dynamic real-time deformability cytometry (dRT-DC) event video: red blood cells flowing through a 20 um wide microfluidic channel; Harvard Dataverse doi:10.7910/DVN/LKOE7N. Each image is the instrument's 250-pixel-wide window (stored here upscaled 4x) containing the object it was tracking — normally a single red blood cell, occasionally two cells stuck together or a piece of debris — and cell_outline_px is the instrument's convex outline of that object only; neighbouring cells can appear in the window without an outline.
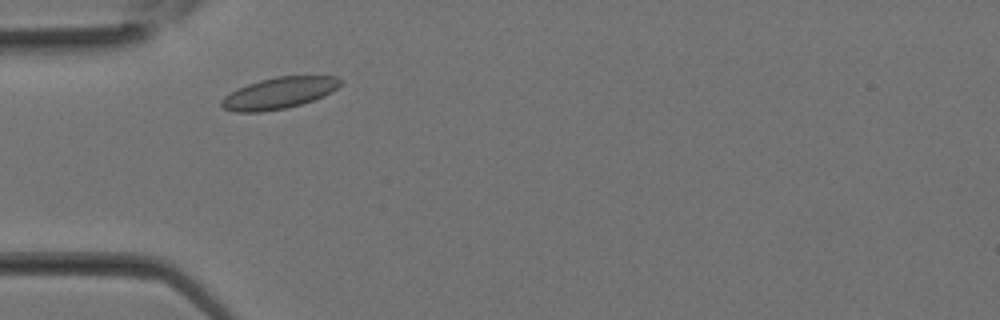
{"species": "Egyptian fruit bat (a non-hibernating species)", "species_latin": "Rousettus aegyptiacus", "temperature_condition": "room temperature", "stored_images_in_passage": 10, "camera_frame_rate_fps": 3000, "um_per_image_px": 0.085, "animal": {"sex": "female"}, "frame": {"image": 1, "passage_image": 3, "time_ms": 0.667, "image_size_px": [1000, 320], "cell_outline_px": [[340, 84], [332, 92], [324, 96], [300, 104], [284, 108], [260, 112], [236, 112], [224, 108], [220, 104], [220, 100], [224, 96], [248, 84], [260, 80], [276, 76], [336, 76], [340, 80]], "centroid_in_image_um": [23.7, 7.91], "position_along_channel_um": 61.3, "area_um2": 21.44}}
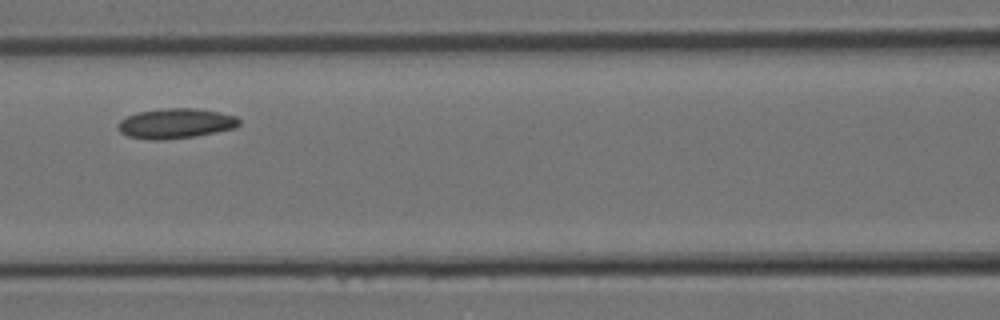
{"frame": {"image": 2, "passage_image": 7, "time_ms": 2.0, "image_size_px": [1000, 320], "cell_outline_px": [[240, 124], [236, 128], [196, 136], [164, 140], [152, 140], [128, 136], [120, 132], [116, 124], [120, 120], [128, 116], [140, 112], [164, 108], [196, 108], [220, 112], [236, 116], [240, 120]], "centroid_in_image_um": [14.95, 10.49], "position_along_channel_um": 151.6, "area_um2": 21.27}}
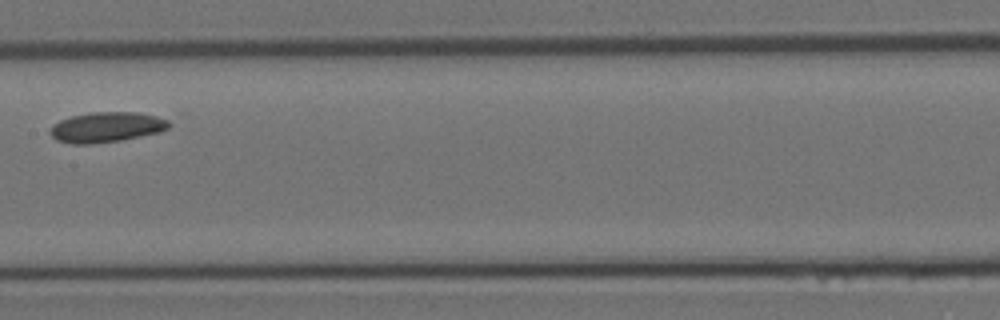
{"frame": {"image": 3, "passage_image": 9, "time_ms": 2.667, "image_size_px": [1000, 320], "cell_outline_px": [[168, 128], [160, 132], [120, 140], [92, 144], [72, 144], [56, 140], [48, 132], [52, 124], [60, 120], [72, 116], [88, 112], [136, 112], [156, 116], [168, 120]], "centroid_in_image_um": [9.0, 10.81], "position_along_channel_um": 198.4, "area_um2": 20.92}}